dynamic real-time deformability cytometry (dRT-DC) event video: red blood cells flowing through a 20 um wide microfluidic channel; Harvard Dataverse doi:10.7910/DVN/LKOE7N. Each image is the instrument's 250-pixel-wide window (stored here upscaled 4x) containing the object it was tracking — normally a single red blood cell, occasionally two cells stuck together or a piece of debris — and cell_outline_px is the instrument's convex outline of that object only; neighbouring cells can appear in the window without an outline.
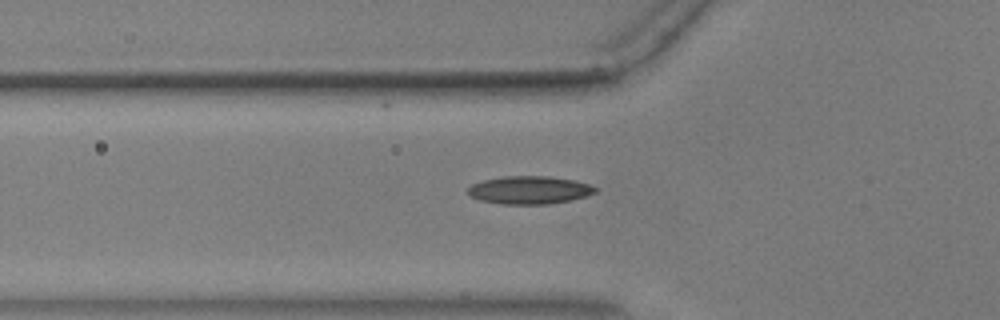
{"species": "common noctule bat (a hibernating species)", "species_latin": "Nyctalus noctula", "temperature_condition": "warm", "stored_images_in_passage": 10, "camera_frame_rate_fps": 3000, "um_per_image_px": 0.085, "animal": {"sex": "male", "body_mass_g": 17.9, "forearm_length_mm": 54.2}, "frame": {"image": 1, "passage_image": 2, "time_ms": 0.333, "image_size_px": [1000, 320], "cell_outline_px": [[600, 188], [596, 192], [588, 196], [548, 204], [500, 204], [480, 200], [472, 196], [468, 192], [468, 188], [472, 184], [484, 180], [504, 176], [548, 176], [576, 180], [592, 184]], "centroid_in_image_um": [45.07, 16.14], "position_along_channel_um": 80.7, "area_um2": 20.87}}
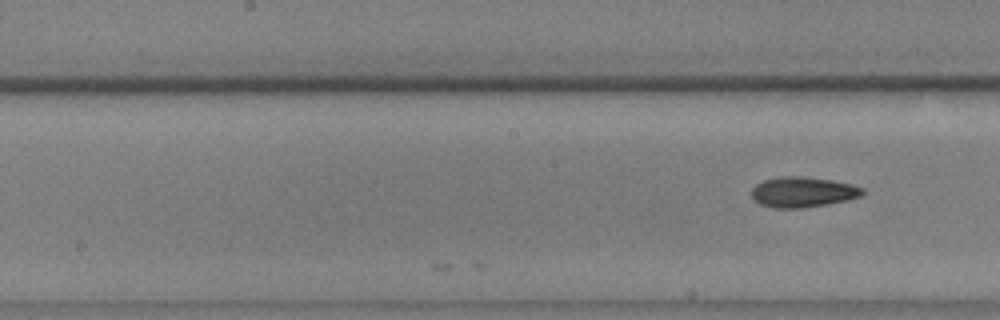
{"frame": {"image": 2, "passage_image": 10, "time_ms": 3.0, "image_size_px": [1000, 320], "cell_outline_px": [[864, 192], [860, 196], [848, 200], [828, 204], [800, 208], [772, 208], [760, 204], [752, 200], [752, 188], [756, 184], [764, 180], [780, 176], [800, 176], [832, 180], [852, 184], [864, 188]], "centroid_in_image_um": [68.22, 16.33], "position_along_channel_um": 180.0, "area_um2": 19.77}}